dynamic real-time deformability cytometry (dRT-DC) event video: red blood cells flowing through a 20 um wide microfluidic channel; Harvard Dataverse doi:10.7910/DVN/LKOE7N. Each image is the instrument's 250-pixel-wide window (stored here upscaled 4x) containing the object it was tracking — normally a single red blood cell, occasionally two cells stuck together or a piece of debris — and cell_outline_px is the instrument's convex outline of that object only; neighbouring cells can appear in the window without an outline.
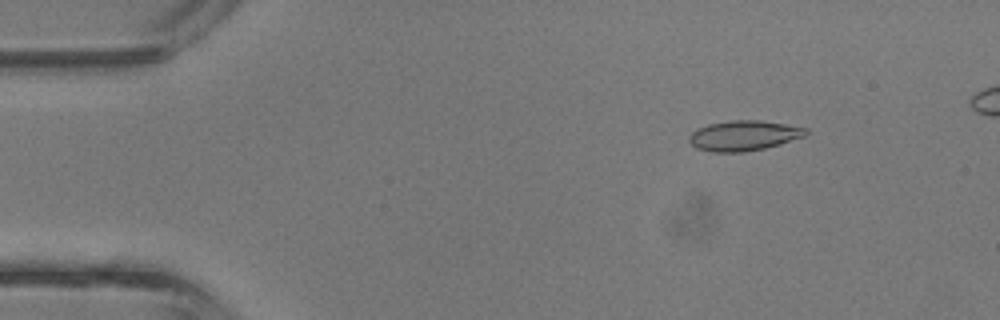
{"species": "common noctule bat (a hibernating species)", "species_latin": "Nyctalus noctula", "temperature_condition": "room temperature", "stored_images_in_passage": 11, "camera_frame_rate_fps": 3000, "um_per_image_px": 0.085, "animal": {"sex": "male", "body_mass_g": 13.3}, "frame": {"image": 1, "passage_image": 6, "time_ms": 1.667, "image_size_px": [1000, 320], "cell_outline_px": [[808, 132], [804, 136], [780, 144], [764, 148], [744, 152], [712, 152], [696, 148], [688, 140], [688, 136], [696, 128], [708, 124], [732, 120], [760, 120], [808, 128]], "centroid_in_image_um": [63.19, 11.52], "position_along_channel_um": 21.8, "area_um2": 20.52}}